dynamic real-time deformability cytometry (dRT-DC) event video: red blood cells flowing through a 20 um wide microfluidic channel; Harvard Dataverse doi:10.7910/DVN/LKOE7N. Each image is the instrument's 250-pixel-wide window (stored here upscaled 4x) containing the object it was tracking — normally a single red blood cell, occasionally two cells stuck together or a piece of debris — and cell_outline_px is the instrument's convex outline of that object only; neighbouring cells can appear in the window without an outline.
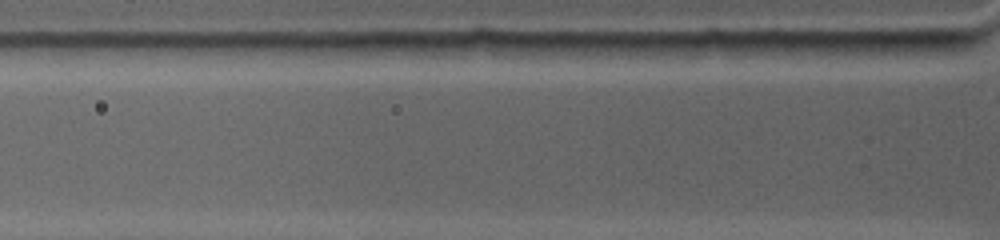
{"species": "common noctule bat (a hibernating species)", "species_latin": "Nyctalus noctula", "temperature_condition": "warm", "stored_images_in_passage": 3, "segment_of_instrument_passage": [1, 2], "camera_frame_rate_fps": 4500, "um_per_image_px": 0.085, "animal": {"sex": "female", "body_mass_g": 19.0, "forearm_length_mm": 53.3}, "frame": {"image": 1, "passage_image": 2, "time_ms": 0.222, "image_size_px": [1000, 240], "cell_outline_px": [[648, 44], [640, 56], [636, 60], [520, 60], [516, 44], [564, 40]], "centroid_in_image_um": [49.28, 4.31], "position_along_channel_um": 76.5, "area_um2": 16.3}}